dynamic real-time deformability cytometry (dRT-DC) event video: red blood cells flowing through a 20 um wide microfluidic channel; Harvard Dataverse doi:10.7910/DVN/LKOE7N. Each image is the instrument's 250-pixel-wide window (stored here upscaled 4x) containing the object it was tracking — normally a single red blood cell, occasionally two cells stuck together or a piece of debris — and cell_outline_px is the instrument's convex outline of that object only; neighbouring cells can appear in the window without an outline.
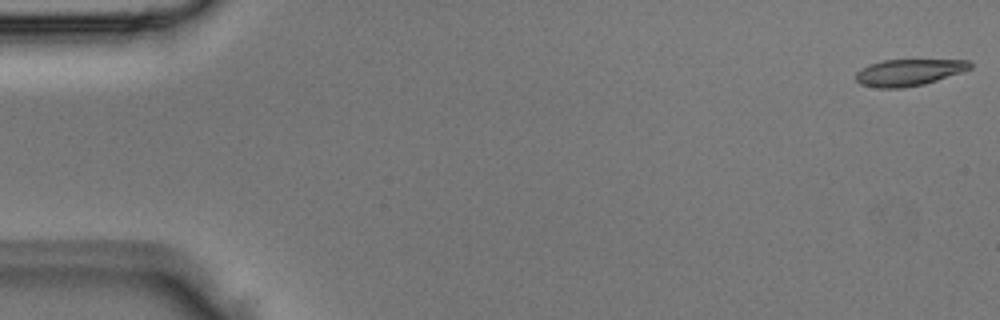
{"species": "Egyptian fruit bat (a non-hibernating species)", "species_latin": "Rousettus aegyptiacus", "temperature_condition": "room temperature", "stored_images_in_passage": 4, "segment_of_instrument_passage": [2, 2], "camera_frame_rate_fps": 3000, "um_per_image_px": 0.085, "animal": {"sex": "male"}, "frame": {"image": 1, "passage_image": 4, "time_ms": 1.0, "image_size_px": [1000, 320], "cell_outline_px": [[972, 68], [924, 84], [904, 88], [876, 88], [860, 84], [856, 80], [856, 72], [868, 64], [884, 60], [968, 60], [972, 64]], "centroid_in_image_um": [77.2, 6.16], "position_along_channel_um": 7.8, "area_um2": 17.63}}